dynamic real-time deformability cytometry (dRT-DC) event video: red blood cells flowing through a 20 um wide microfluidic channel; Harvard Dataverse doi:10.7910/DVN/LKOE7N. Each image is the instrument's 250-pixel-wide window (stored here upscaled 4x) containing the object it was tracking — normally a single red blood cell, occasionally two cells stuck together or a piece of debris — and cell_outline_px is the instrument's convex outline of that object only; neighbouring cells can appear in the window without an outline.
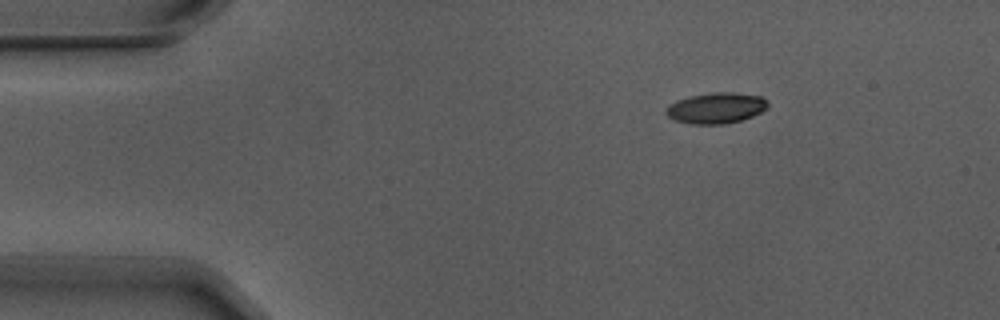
{"species": "Egyptian fruit bat (a non-hibernating species)", "species_latin": "Rousettus aegyptiacus", "temperature_condition": "warm", "stored_images_in_passage": 4, "camera_frame_rate_fps": 3000, "um_per_image_px": 0.085, "animal": {"sex": "male"}, "frame": {"image": 1, "passage_image": 2, "time_ms": 0.333, "image_size_px": [1000, 320], "cell_outline_px": [[768, 108], [752, 116], [740, 120], [724, 124], [692, 124], [676, 120], [668, 116], [664, 112], [664, 108], [668, 104], [676, 100], [688, 96], [712, 92], [732, 92], [760, 96], [768, 104]], "centroid_in_image_um": [60.81, 9.17], "position_along_channel_um": 24.2, "area_um2": 18.32}}